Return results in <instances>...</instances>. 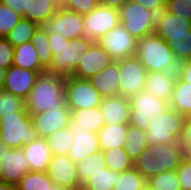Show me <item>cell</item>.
<instances>
[{
  "label": "cell",
  "mask_w": 191,
  "mask_h": 190,
  "mask_svg": "<svg viewBox=\"0 0 191 190\" xmlns=\"http://www.w3.org/2000/svg\"><path fill=\"white\" fill-rule=\"evenodd\" d=\"M48 41L53 56L45 72L63 78L73 77L82 53H86L95 42L84 36L68 40L59 33L48 34Z\"/></svg>",
  "instance_id": "6da1fadb"
},
{
  "label": "cell",
  "mask_w": 191,
  "mask_h": 190,
  "mask_svg": "<svg viewBox=\"0 0 191 190\" xmlns=\"http://www.w3.org/2000/svg\"><path fill=\"white\" fill-rule=\"evenodd\" d=\"M65 78L48 73L40 74L28 97L25 99L26 111L36 115L66 105L64 96Z\"/></svg>",
  "instance_id": "7a4b0ae2"
},
{
  "label": "cell",
  "mask_w": 191,
  "mask_h": 190,
  "mask_svg": "<svg viewBox=\"0 0 191 190\" xmlns=\"http://www.w3.org/2000/svg\"><path fill=\"white\" fill-rule=\"evenodd\" d=\"M136 56L147 72H178L179 62L174 53L156 33L138 40Z\"/></svg>",
  "instance_id": "3957f363"
},
{
  "label": "cell",
  "mask_w": 191,
  "mask_h": 190,
  "mask_svg": "<svg viewBox=\"0 0 191 190\" xmlns=\"http://www.w3.org/2000/svg\"><path fill=\"white\" fill-rule=\"evenodd\" d=\"M1 141L9 148H22L38 135L27 112H16L0 117Z\"/></svg>",
  "instance_id": "277c9868"
},
{
  "label": "cell",
  "mask_w": 191,
  "mask_h": 190,
  "mask_svg": "<svg viewBox=\"0 0 191 190\" xmlns=\"http://www.w3.org/2000/svg\"><path fill=\"white\" fill-rule=\"evenodd\" d=\"M185 118L177 110L169 107L166 112L160 113L158 117L150 120L146 129L148 144L179 142Z\"/></svg>",
  "instance_id": "5b68a950"
},
{
  "label": "cell",
  "mask_w": 191,
  "mask_h": 190,
  "mask_svg": "<svg viewBox=\"0 0 191 190\" xmlns=\"http://www.w3.org/2000/svg\"><path fill=\"white\" fill-rule=\"evenodd\" d=\"M118 10L120 24L137 40L155 33L157 15L144 6L127 0Z\"/></svg>",
  "instance_id": "8992f818"
},
{
  "label": "cell",
  "mask_w": 191,
  "mask_h": 190,
  "mask_svg": "<svg viewBox=\"0 0 191 190\" xmlns=\"http://www.w3.org/2000/svg\"><path fill=\"white\" fill-rule=\"evenodd\" d=\"M129 102V125L145 131L150 120L158 117L160 113L166 112L170 107L169 101L159 99L145 90H142L138 94L130 97Z\"/></svg>",
  "instance_id": "52a82bcc"
},
{
  "label": "cell",
  "mask_w": 191,
  "mask_h": 190,
  "mask_svg": "<svg viewBox=\"0 0 191 190\" xmlns=\"http://www.w3.org/2000/svg\"><path fill=\"white\" fill-rule=\"evenodd\" d=\"M64 96L70 110L100 106L103 97L88 79L65 78Z\"/></svg>",
  "instance_id": "ba28073f"
},
{
  "label": "cell",
  "mask_w": 191,
  "mask_h": 190,
  "mask_svg": "<svg viewBox=\"0 0 191 190\" xmlns=\"http://www.w3.org/2000/svg\"><path fill=\"white\" fill-rule=\"evenodd\" d=\"M118 69L119 95L129 99L144 90L148 72L136 55L118 60Z\"/></svg>",
  "instance_id": "9c48e42d"
},
{
  "label": "cell",
  "mask_w": 191,
  "mask_h": 190,
  "mask_svg": "<svg viewBox=\"0 0 191 190\" xmlns=\"http://www.w3.org/2000/svg\"><path fill=\"white\" fill-rule=\"evenodd\" d=\"M96 42L114 61L136 55L138 40L122 24L109 30L99 37Z\"/></svg>",
  "instance_id": "30bf717a"
},
{
  "label": "cell",
  "mask_w": 191,
  "mask_h": 190,
  "mask_svg": "<svg viewBox=\"0 0 191 190\" xmlns=\"http://www.w3.org/2000/svg\"><path fill=\"white\" fill-rule=\"evenodd\" d=\"M29 171L27 157L22 148H9L0 142V182L17 186Z\"/></svg>",
  "instance_id": "8fae6325"
},
{
  "label": "cell",
  "mask_w": 191,
  "mask_h": 190,
  "mask_svg": "<svg viewBox=\"0 0 191 190\" xmlns=\"http://www.w3.org/2000/svg\"><path fill=\"white\" fill-rule=\"evenodd\" d=\"M119 24L118 9L98 4L91 12L83 15L84 37L96 41Z\"/></svg>",
  "instance_id": "7c38bea8"
},
{
  "label": "cell",
  "mask_w": 191,
  "mask_h": 190,
  "mask_svg": "<svg viewBox=\"0 0 191 190\" xmlns=\"http://www.w3.org/2000/svg\"><path fill=\"white\" fill-rule=\"evenodd\" d=\"M47 34L59 33L68 40L84 36L83 15L60 7L59 10L41 25Z\"/></svg>",
  "instance_id": "4fadbf2b"
},
{
  "label": "cell",
  "mask_w": 191,
  "mask_h": 190,
  "mask_svg": "<svg viewBox=\"0 0 191 190\" xmlns=\"http://www.w3.org/2000/svg\"><path fill=\"white\" fill-rule=\"evenodd\" d=\"M30 117L38 137L47 138L56 130L68 127L71 121V112L65 105L63 108H52Z\"/></svg>",
  "instance_id": "5bb4252c"
},
{
  "label": "cell",
  "mask_w": 191,
  "mask_h": 190,
  "mask_svg": "<svg viewBox=\"0 0 191 190\" xmlns=\"http://www.w3.org/2000/svg\"><path fill=\"white\" fill-rule=\"evenodd\" d=\"M45 71H32L14 65L6 71L3 91L26 99L34 86L37 77Z\"/></svg>",
  "instance_id": "9a60e30c"
},
{
  "label": "cell",
  "mask_w": 191,
  "mask_h": 190,
  "mask_svg": "<svg viewBox=\"0 0 191 190\" xmlns=\"http://www.w3.org/2000/svg\"><path fill=\"white\" fill-rule=\"evenodd\" d=\"M113 61L110 55L95 41L86 53H82L73 77L89 79L106 66H109Z\"/></svg>",
  "instance_id": "2e32d148"
},
{
  "label": "cell",
  "mask_w": 191,
  "mask_h": 190,
  "mask_svg": "<svg viewBox=\"0 0 191 190\" xmlns=\"http://www.w3.org/2000/svg\"><path fill=\"white\" fill-rule=\"evenodd\" d=\"M46 173L55 185L81 188L76 172V163L68 155L52 156Z\"/></svg>",
  "instance_id": "e0dca14e"
},
{
  "label": "cell",
  "mask_w": 191,
  "mask_h": 190,
  "mask_svg": "<svg viewBox=\"0 0 191 190\" xmlns=\"http://www.w3.org/2000/svg\"><path fill=\"white\" fill-rule=\"evenodd\" d=\"M147 149L157 157L158 174L164 171H176L185 157L179 142L148 144Z\"/></svg>",
  "instance_id": "ac0fdd59"
},
{
  "label": "cell",
  "mask_w": 191,
  "mask_h": 190,
  "mask_svg": "<svg viewBox=\"0 0 191 190\" xmlns=\"http://www.w3.org/2000/svg\"><path fill=\"white\" fill-rule=\"evenodd\" d=\"M70 131L74 140L68 156L74 163H78L92 153L101 150L97 133L84 129H70Z\"/></svg>",
  "instance_id": "d6986e66"
},
{
  "label": "cell",
  "mask_w": 191,
  "mask_h": 190,
  "mask_svg": "<svg viewBox=\"0 0 191 190\" xmlns=\"http://www.w3.org/2000/svg\"><path fill=\"white\" fill-rule=\"evenodd\" d=\"M105 125L129 124L130 102L121 95L105 97L100 104Z\"/></svg>",
  "instance_id": "ffe728a7"
},
{
  "label": "cell",
  "mask_w": 191,
  "mask_h": 190,
  "mask_svg": "<svg viewBox=\"0 0 191 190\" xmlns=\"http://www.w3.org/2000/svg\"><path fill=\"white\" fill-rule=\"evenodd\" d=\"M22 149L27 157L29 171L47 172L52 155L45 138L37 137L31 143L23 145Z\"/></svg>",
  "instance_id": "44dd1931"
},
{
  "label": "cell",
  "mask_w": 191,
  "mask_h": 190,
  "mask_svg": "<svg viewBox=\"0 0 191 190\" xmlns=\"http://www.w3.org/2000/svg\"><path fill=\"white\" fill-rule=\"evenodd\" d=\"M178 72H148L144 90L155 97L169 101Z\"/></svg>",
  "instance_id": "7402d4cb"
},
{
  "label": "cell",
  "mask_w": 191,
  "mask_h": 190,
  "mask_svg": "<svg viewBox=\"0 0 191 190\" xmlns=\"http://www.w3.org/2000/svg\"><path fill=\"white\" fill-rule=\"evenodd\" d=\"M120 72L118 69V60L113 61L109 66L92 76L88 80L99 91L103 98L118 96Z\"/></svg>",
  "instance_id": "603a6c76"
},
{
  "label": "cell",
  "mask_w": 191,
  "mask_h": 190,
  "mask_svg": "<svg viewBox=\"0 0 191 190\" xmlns=\"http://www.w3.org/2000/svg\"><path fill=\"white\" fill-rule=\"evenodd\" d=\"M191 21L163 10L156 16L155 33L165 41L169 36L189 35Z\"/></svg>",
  "instance_id": "cb8c5ba5"
},
{
  "label": "cell",
  "mask_w": 191,
  "mask_h": 190,
  "mask_svg": "<svg viewBox=\"0 0 191 190\" xmlns=\"http://www.w3.org/2000/svg\"><path fill=\"white\" fill-rule=\"evenodd\" d=\"M70 112L71 121L68 125L69 129H84L98 133L105 125L99 106L89 109L70 110Z\"/></svg>",
  "instance_id": "d4e9b609"
},
{
  "label": "cell",
  "mask_w": 191,
  "mask_h": 190,
  "mask_svg": "<svg viewBox=\"0 0 191 190\" xmlns=\"http://www.w3.org/2000/svg\"><path fill=\"white\" fill-rule=\"evenodd\" d=\"M60 7L61 2L59 0H27L22 18L28 19L41 26L43 23H46Z\"/></svg>",
  "instance_id": "484cf974"
},
{
  "label": "cell",
  "mask_w": 191,
  "mask_h": 190,
  "mask_svg": "<svg viewBox=\"0 0 191 190\" xmlns=\"http://www.w3.org/2000/svg\"><path fill=\"white\" fill-rule=\"evenodd\" d=\"M129 124L104 125L97 133L102 151L124 147Z\"/></svg>",
  "instance_id": "4316f807"
},
{
  "label": "cell",
  "mask_w": 191,
  "mask_h": 190,
  "mask_svg": "<svg viewBox=\"0 0 191 190\" xmlns=\"http://www.w3.org/2000/svg\"><path fill=\"white\" fill-rule=\"evenodd\" d=\"M169 105L183 116H191V83L177 76Z\"/></svg>",
  "instance_id": "83f0119b"
},
{
  "label": "cell",
  "mask_w": 191,
  "mask_h": 190,
  "mask_svg": "<svg viewBox=\"0 0 191 190\" xmlns=\"http://www.w3.org/2000/svg\"><path fill=\"white\" fill-rule=\"evenodd\" d=\"M13 65L32 71H46L40 65L38 53L30 41L14 47Z\"/></svg>",
  "instance_id": "f1b7e54d"
},
{
  "label": "cell",
  "mask_w": 191,
  "mask_h": 190,
  "mask_svg": "<svg viewBox=\"0 0 191 190\" xmlns=\"http://www.w3.org/2000/svg\"><path fill=\"white\" fill-rule=\"evenodd\" d=\"M103 167H106V164L102 150L92 153L86 159L76 163L79 186L82 187L91 175L101 171Z\"/></svg>",
  "instance_id": "f546056e"
},
{
  "label": "cell",
  "mask_w": 191,
  "mask_h": 190,
  "mask_svg": "<svg viewBox=\"0 0 191 190\" xmlns=\"http://www.w3.org/2000/svg\"><path fill=\"white\" fill-rule=\"evenodd\" d=\"M119 176L120 173L103 167L101 171L91 175L81 188L82 190H113Z\"/></svg>",
  "instance_id": "4dcf8cb0"
},
{
  "label": "cell",
  "mask_w": 191,
  "mask_h": 190,
  "mask_svg": "<svg viewBox=\"0 0 191 190\" xmlns=\"http://www.w3.org/2000/svg\"><path fill=\"white\" fill-rule=\"evenodd\" d=\"M147 147L146 131L129 125L124 148L130 159L134 162Z\"/></svg>",
  "instance_id": "1f68e13d"
},
{
  "label": "cell",
  "mask_w": 191,
  "mask_h": 190,
  "mask_svg": "<svg viewBox=\"0 0 191 190\" xmlns=\"http://www.w3.org/2000/svg\"><path fill=\"white\" fill-rule=\"evenodd\" d=\"M50 148L51 155H68L74 136L71 134L69 127L56 130L45 138Z\"/></svg>",
  "instance_id": "d6a6232c"
},
{
  "label": "cell",
  "mask_w": 191,
  "mask_h": 190,
  "mask_svg": "<svg viewBox=\"0 0 191 190\" xmlns=\"http://www.w3.org/2000/svg\"><path fill=\"white\" fill-rule=\"evenodd\" d=\"M102 152L105 157L106 167L110 170L121 173L133 168V161L124 147L112 148Z\"/></svg>",
  "instance_id": "836d02e7"
},
{
  "label": "cell",
  "mask_w": 191,
  "mask_h": 190,
  "mask_svg": "<svg viewBox=\"0 0 191 190\" xmlns=\"http://www.w3.org/2000/svg\"><path fill=\"white\" fill-rule=\"evenodd\" d=\"M54 185L46 172L28 171L16 187L17 190H52Z\"/></svg>",
  "instance_id": "e575fe53"
},
{
  "label": "cell",
  "mask_w": 191,
  "mask_h": 190,
  "mask_svg": "<svg viewBox=\"0 0 191 190\" xmlns=\"http://www.w3.org/2000/svg\"><path fill=\"white\" fill-rule=\"evenodd\" d=\"M30 42L34 45L40 65L47 70L52 62V50L48 41V34L39 26L31 37Z\"/></svg>",
  "instance_id": "d590c367"
},
{
  "label": "cell",
  "mask_w": 191,
  "mask_h": 190,
  "mask_svg": "<svg viewBox=\"0 0 191 190\" xmlns=\"http://www.w3.org/2000/svg\"><path fill=\"white\" fill-rule=\"evenodd\" d=\"M39 27L28 19L21 18L17 25L5 37L14 47L29 42Z\"/></svg>",
  "instance_id": "8d00e7d4"
},
{
  "label": "cell",
  "mask_w": 191,
  "mask_h": 190,
  "mask_svg": "<svg viewBox=\"0 0 191 190\" xmlns=\"http://www.w3.org/2000/svg\"><path fill=\"white\" fill-rule=\"evenodd\" d=\"M147 183V179L133 167L120 173L113 190H145Z\"/></svg>",
  "instance_id": "74e56055"
},
{
  "label": "cell",
  "mask_w": 191,
  "mask_h": 190,
  "mask_svg": "<svg viewBox=\"0 0 191 190\" xmlns=\"http://www.w3.org/2000/svg\"><path fill=\"white\" fill-rule=\"evenodd\" d=\"M166 42L179 63L191 59V30L189 35L169 36Z\"/></svg>",
  "instance_id": "f35d334b"
},
{
  "label": "cell",
  "mask_w": 191,
  "mask_h": 190,
  "mask_svg": "<svg viewBox=\"0 0 191 190\" xmlns=\"http://www.w3.org/2000/svg\"><path fill=\"white\" fill-rule=\"evenodd\" d=\"M133 167L147 180L158 175L157 157L145 149L133 162Z\"/></svg>",
  "instance_id": "ab89813d"
},
{
  "label": "cell",
  "mask_w": 191,
  "mask_h": 190,
  "mask_svg": "<svg viewBox=\"0 0 191 190\" xmlns=\"http://www.w3.org/2000/svg\"><path fill=\"white\" fill-rule=\"evenodd\" d=\"M147 181L152 190H181L176 171H164Z\"/></svg>",
  "instance_id": "60d3db41"
},
{
  "label": "cell",
  "mask_w": 191,
  "mask_h": 190,
  "mask_svg": "<svg viewBox=\"0 0 191 190\" xmlns=\"http://www.w3.org/2000/svg\"><path fill=\"white\" fill-rule=\"evenodd\" d=\"M16 112H27L25 99L3 91L0 101V117Z\"/></svg>",
  "instance_id": "b9f144b4"
},
{
  "label": "cell",
  "mask_w": 191,
  "mask_h": 190,
  "mask_svg": "<svg viewBox=\"0 0 191 190\" xmlns=\"http://www.w3.org/2000/svg\"><path fill=\"white\" fill-rule=\"evenodd\" d=\"M22 16L0 2V37H6Z\"/></svg>",
  "instance_id": "7bdbcfd3"
},
{
  "label": "cell",
  "mask_w": 191,
  "mask_h": 190,
  "mask_svg": "<svg viewBox=\"0 0 191 190\" xmlns=\"http://www.w3.org/2000/svg\"><path fill=\"white\" fill-rule=\"evenodd\" d=\"M165 11L191 21V0H166Z\"/></svg>",
  "instance_id": "ee69618b"
},
{
  "label": "cell",
  "mask_w": 191,
  "mask_h": 190,
  "mask_svg": "<svg viewBox=\"0 0 191 190\" xmlns=\"http://www.w3.org/2000/svg\"><path fill=\"white\" fill-rule=\"evenodd\" d=\"M96 0H62L61 7L81 15L88 14L98 6Z\"/></svg>",
  "instance_id": "f6af8a7d"
},
{
  "label": "cell",
  "mask_w": 191,
  "mask_h": 190,
  "mask_svg": "<svg viewBox=\"0 0 191 190\" xmlns=\"http://www.w3.org/2000/svg\"><path fill=\"white\" fill-rule=\"evenodd\" d=\"M181 190H191V159L185 156L176 169Z\"/></svg>",
  "instance_id": "bcb514c9"
},
{
  "label": "cell",
  "mask_w": 191,
  "mask_h": 190,
  "mask_svg": "<svg viewBox=\"0 0 191 190\" xmlns=\"http://www.w3.org/2000/svg\"><path fill=\"white\" fill-rule=\"evenodd\" d=\"M14 46L5 38L0 37V67L8 69L13 65Z\"/></svg>",
  "instance_id": "7dc6e473"
},
{
  "label": "cell",
  "mask_w": 191,
  "mask_h": 190,
  "mask_svg": "<svg viewBox=\"0 0 191 190\" xmlns=\"http://www.w3.org/2000/svg\"><path fill=\"white\" fill-rule=\"evenodd\" d=\"M179 143L186 156L191 151V116L185 118Z\"/></svg>",
  "instance_id": "c3c4849f"
},
{
  "label": "cell",
  "mask_w": 191,
  "mask_h": 190,
  "mask_svg": "<svg viewBox=\"0 0 191 190\" xmlns=\"http://www.w3.org/2000/svg\"><path fill=\"white\" fill-rule=\"evenodd\" d=\"M139 5L144 6L148 10L152 11L156 15L165 10V1L164 0H132Z\"/></svg>",
  "instance_id": "681fc988"
},
{
  "label": "cell",
  "mask_w": 191,
  "mask_h": 190,
  "mask_svg": "<svg viewBox=\"0 0 191 190\" xmlns=\"http://www.w3.org/2000/svg\"><path fill=\"white\" fill-rule=\"evenodd\" d=\"M178 76L183 81L191 83V59L179 63Z\"/></svg>",
  "instance_id": "f907efd6"
},
{
  "label": "cell",
  "mask_w": 191,
  "mask_h": 190,
  "mask_svg": "<svg viewBox=\"0 0 191 190\" xmlns=\"http://www.w3.org/2000/svg\"><path fill=\"white\" fill-rule=\"evenodd\" d=\"M0 2L13 9L20 16H24L27 0H0Z\"/></svg>",
  "instance_id": "816d5d0a"
},
{
  "label": "cell",
  "mask_w": 191,
  "mask_h": 190,
  "mask_svg": "<svg viewBox=\"0 0 191 190\" xmlns=\"http://www.w3.org/2000/svg\"><path fill=\"white\" fill-rule=\"evenodd\" d=\"M127 0H101L99 4L119 9Z\"/></svg>",
  "instance_id": "f5cc1de1"
},
{
  "label": "cell",
  "mask_w": 191,
  "mask_h": 190,
  "mask_svg": "<svg viewBox=\"0 0 191 190\" xmlns=\"http://www.w3.org/2000/svg\"><path fill=\"white\" fill-rule=\"evenodd\" d=\"M0 190H17L16 186L0 182Z\"/></svg>",
  "instance_id": "db71d44e"
},
{
  "label": "cell",
  "mask_w": 191,
  "mask_h": 190,
  "mask_svg": "<svg viewBox=\"0 0 191 190\" xmlns=\"http://www.w3.org/2000/svg\"><path fill=\"white\" fill-rule=\"evenodd\" d=\"M7 69L0 67V87L2 88L6 76Z\"/></svg>",
  "instance_id": "11a10c76"
},
{
  "label": "cell",
  "mask_w": 191,
  "mask_h": 190,
  "mask_svg": "<svg viewBox=\"0 0 191 190\" xmlns=\"http://www.w3.org/2000/svg\"><path fill=\"white\" fill-rule=\"evenodd\" d=\"M52 190H82V188L62 187V186L54 185Z\"/></svg>",
  "instance_id": "9f6ffc18"
},
{
  "label": "cell",
  "mask_w": 191,
  "mask_h": 190,
  "mask_svg": "<svg viewBox=\"0 0 191 190\" xmlns=\"http://www.w3.org/2000/svg\"><path fill=\"white\" fill-rule=\"evenodd\" d=\"M2 92H3V89L0 87V101H1V97H2Z\"/></svg>",
  "instance_id": "6f0895ef"
},
{
  "label": "cell",
  "mask_w": 191,
  "mask_h": 190,
  "mask_svg": "<svg viewBox=\"0 0 191 190\" xmlns=\"http://www.w3.org/2000/svg\"><path fill=\"white\" fill-rule=\"evenodd\" d=\"M186 156L191 159V151Z\"/></svg>",
  "instance_id": "680465c9"
},
{
  "label": "cell",
  "mask_w": 191,
  "mask_h": 190,
  "mask_svg": "<svg viewBox=\"0 0 191 190\" xmlns=\"http://www.w3.org/2000/svg\"><path fill=\"white\" fill-rule=\"evenodd\" d=\"M145 190H152L151 188H149L148 186L145 188Z\"/></svg>",
  "instance_id": "91938a15"
}]
</instances>
